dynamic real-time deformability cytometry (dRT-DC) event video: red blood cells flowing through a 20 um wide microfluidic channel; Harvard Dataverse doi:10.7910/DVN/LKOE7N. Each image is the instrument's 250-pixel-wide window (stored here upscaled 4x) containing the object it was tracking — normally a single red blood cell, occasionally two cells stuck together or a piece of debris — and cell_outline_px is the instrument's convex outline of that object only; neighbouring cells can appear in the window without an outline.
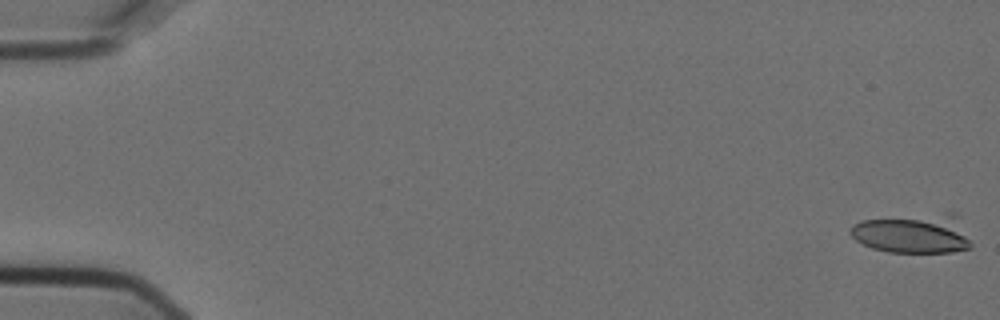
{"species": "Egyptian fruit bat (a non-hibernating species)", "species_latin": "Rousettus aegyptiacus", "temperature_condition": "cold", "stored_images_in_passage": 5, "camera_frame_rate_fps": 3000, "um_per_image_px": 0.085, "animal": {"sex": "female"}, "frame": {"image": 1, "passage_image": 1, "time_ms": 0.0, "image_size_px": [1000, 320], "cell_outline_px": [[972, 248], [952, 252], [888, 252], [872, 248], [856, 240], [848, 232], [852, 224], [860, 220], [944, 212], [956, 212], [972, 244]], "centroid_in_image_um": [77.64, 19.84], "position_along_channel_um": 7.4, "area_um2": 28.15}}